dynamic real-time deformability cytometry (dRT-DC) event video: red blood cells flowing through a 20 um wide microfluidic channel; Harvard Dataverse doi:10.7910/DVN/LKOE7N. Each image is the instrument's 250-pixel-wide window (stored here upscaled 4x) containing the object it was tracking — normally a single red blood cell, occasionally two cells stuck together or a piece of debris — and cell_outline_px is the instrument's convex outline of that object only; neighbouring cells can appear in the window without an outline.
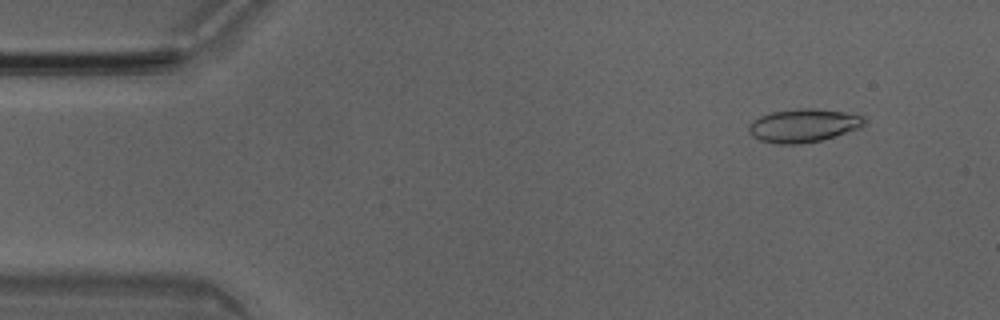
{"species": "Egyptian fruit bat (a non-hibernating species)", "species_latin": "Rousettus aegyptiacus", "temperature_condition": "room temperature", "stored_images_in_passage": 51, "camera_frame_rate_fps": 3000, "um_per_image_px": 0.085, "animal": {"sex": "male"}, "frame": {"image": 1, "passage_image": 5, "time_ms": 1.333, "image_size_px": [1000, 320], "cell_outline_px": [[864, 124], [860, 128], [820, 140], [796, 144], [776, 144], [760, 140], [752, 136], [748, 132], [748, 124], [752, 120], [760, 116], [772, 112], [800, 108], [816, 108], [844, 112], [864, 116]], "centroid_in_image_um": [68.25, 10.66], "position_along_channel_um": 16.8, "area_um2": 22.37}}
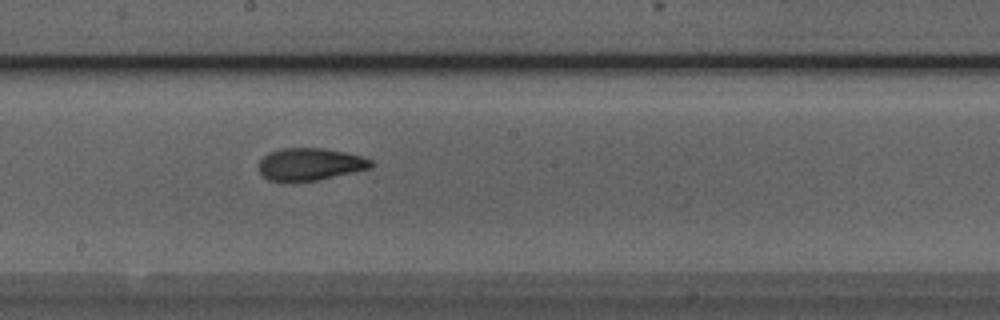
{"frame": {"image": 2, "passage_image": 27, "time_ms": 8.667, "image_size_px": [1000, 320], "cell_outline_px": [[372, 168], [356, 172], [320, 180], [268, 180], [260, 176], [260, 160], [268, 152], [280, 148], [324, 148], [344, 152], [360, 156], [372, 160]], "centroid_in_image_um": [26.37, 13.95], "position_along_channel_um": 221.8, "area_um2": 21.1}}
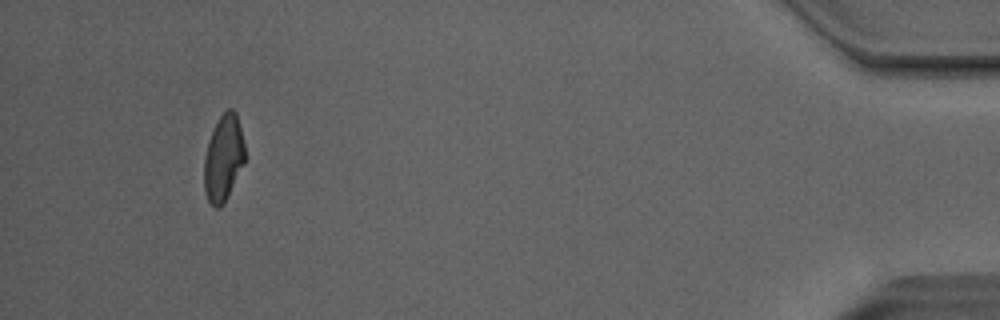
{"frame": {"image": 3, "passage_image": 47, "time_ms": 15.333, "image_size_px": [1000, 320], "cell_outline_px": [[244, 164], [224, 204], [220, 208], [216, 208], [208, 200], [204, 192], [204, 156], [208, 140], [216, 120], [228, 108], [232, 108], [236, 112], [244, 144]], "centroid_in_image_um": [18.97, 13.44], "position_along_channel_um": 416.2, "area_um2": 20.63}}